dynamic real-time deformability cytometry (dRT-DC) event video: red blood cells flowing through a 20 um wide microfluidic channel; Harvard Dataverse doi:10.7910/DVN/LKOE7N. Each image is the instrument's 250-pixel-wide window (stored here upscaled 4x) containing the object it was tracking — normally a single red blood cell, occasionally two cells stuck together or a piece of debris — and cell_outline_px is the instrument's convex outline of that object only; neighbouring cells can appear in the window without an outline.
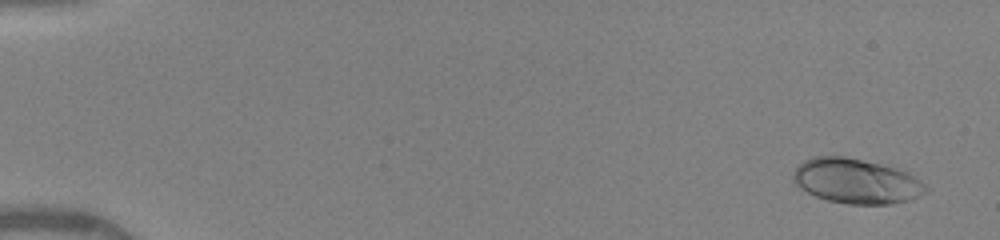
{"species": "human", "species_latin": "Homo sapiens", "temperature_condition": "warm", "stored_images_in_passage": 13, "camera_frame_rate_fps": 3000, "um_per_image_px": 0.085, "donor": {"sex": "female"}, "frame": {"image": 1, "passage_image": 3, "time_ms": 0.667, "image_size_px": [1000, 240], "cell_outline_px": [[928, 192], [908, 200], [888, 204], [848, 204], [828, 200], [816, 196], [808, 192], [796, 184], [792, 180], [792, 176], [796, 168], [804, 160], [812, 156], [844, 156], [880, 164], [896, 168], [908, 172], [924, 184], [928, 188]], "centroid_in_image_um": [72.77, 15.39], "position_along_channel_um": 12.2, "area_um2": 34.45}}